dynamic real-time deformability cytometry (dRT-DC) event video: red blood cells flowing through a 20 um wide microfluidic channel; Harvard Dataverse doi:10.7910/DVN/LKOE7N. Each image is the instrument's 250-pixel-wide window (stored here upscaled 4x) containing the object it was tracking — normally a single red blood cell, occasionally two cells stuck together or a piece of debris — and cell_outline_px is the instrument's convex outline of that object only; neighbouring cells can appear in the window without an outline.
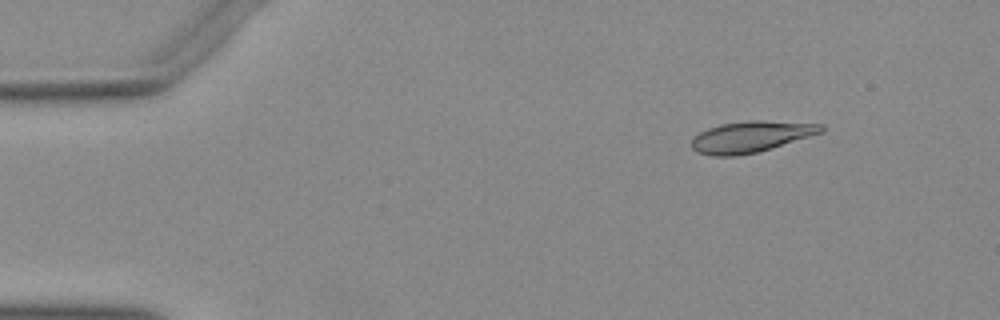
{"species": "Egyptian fruit bat (a non-hibernating species)", "species_latin": "Rousettus aegyptiacus", "temperature_condition": "warm", "stored_images_in_passage": 26, "camera_frame_rate_fps": 3000, "um_per_image_px": 0.085, "animal": {"sex": "female"}, "frame": {"image": 1, "passage_image": 1, "time_ms": 0.0, "image_size_px": [1000, 320], "cell_outline_px": [[824, 132], [756, 152], [736, 156], [712, 156], [696, 152], [692, 148], [692, 140], [700, 132], [708, 128], [720, 124], [748, 120], [760, 120], [824, 124]], "centroid_in_image_um": [63.83, 11.61], "position_along_channel_um": 21.2, "area_um2": 23.41}}
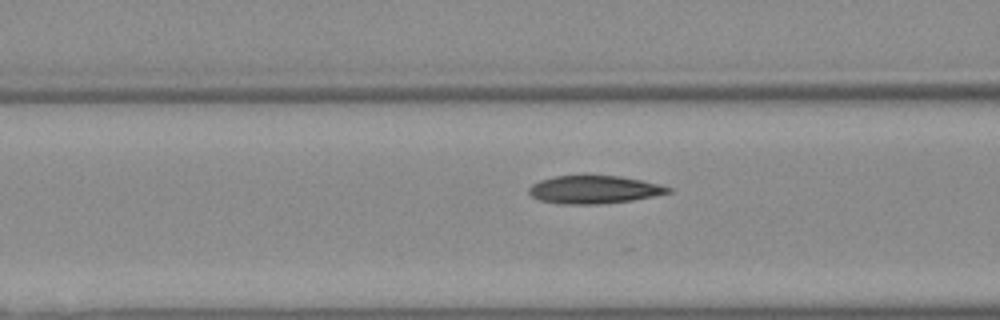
{"frame": {"image": 2, "passage_image": 15, "time_ms": 4.667, "image_size_px": [1000, 320], "cell_outline_px": [[672, 192], [632, 200], [600, 204], [560, 204], [540, 200], [532, 196], [528, 192], [528, 188], [532, 184], [540, 180], [552, 176], [584, 172], [620, 176], [660, 184], [672, 188]], "centroid_in_image_um": [50.45, 16.06], "position_along_channel_um": 116.2, "area_um2": 23.58}}
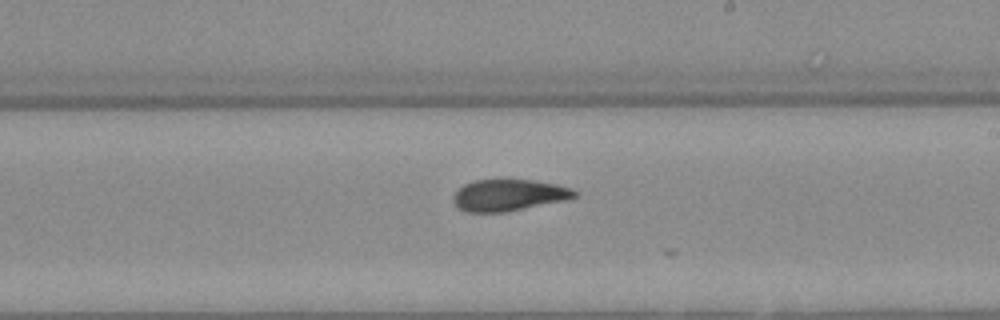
{"frame": {"image": 3, "passage_image": 25, "time_ms": 8.0, "image_size_px": [1000, 320], "cell_outline_px": [[576, 196], [564, 200], [504, 212], [464, 212], [452, 200], [452, 196], [464, 184], [472, 180], [532, 180], [556, 184], [572, 188], [576, 192]], "centroid_in_image_um": [43.21, 16.58], "position_along_channel_um": 245.8, "area_um2": 22.02}}